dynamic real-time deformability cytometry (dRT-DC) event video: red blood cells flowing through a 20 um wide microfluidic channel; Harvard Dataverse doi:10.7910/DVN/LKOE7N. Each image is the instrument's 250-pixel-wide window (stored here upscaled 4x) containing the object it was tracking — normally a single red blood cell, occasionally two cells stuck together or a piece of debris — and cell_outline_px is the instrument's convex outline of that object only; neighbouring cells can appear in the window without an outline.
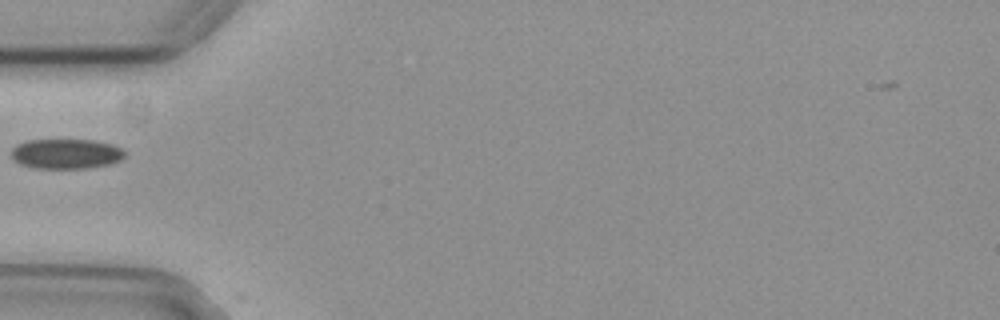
{"species": "common noctule bat (a hibernating species)", "species_latin": "Nyctalus noctula", "temperature_condition": "cold", "stored_images_in_passage": 38, "camera_frame_rate_fps": 3000, "um_per_image_px": 0.085, "animal": {"sex": "female", "body_mass_g": 29.2, "forearm_length_mm": 56.3}, "frame": {"image": 1, "passage_image": 1, "time_ms": 0.0, "image_size_px": [1000, 320], "cell_outline_px": [[124, 156], [120, 160], [108, 164], [88, 168], [32, 168], [20, 164], [12, 156], [12, 148], [16, 144], [28, 140], [96, 140], [112, 144], [120, 148], [124, 152]], "centroid_in_image_um": [5.6, 13.07], "position_along_channel_um": 79.4, "area_um2": 19.71}}
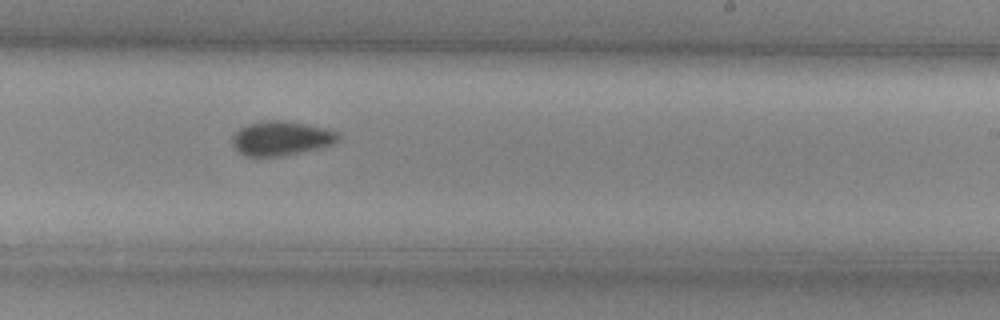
{"frame": {"image": 2, "passage_image": 16, "time_ms": 5.0, "image_size_px": [1000, 320], "cell_outline_px": [[340, 136], [332, 144], [300, 152], [280, 156], [244, 156], [232, 144], [232, 136], [240, 128], [248, 124], [264, 120], [280, 120], [324, 128], [340, 132]], "centroid_in_image_um": [23.86, 11.75], "position_along_channel_um": 265.1, "area_um2": 20.81}}
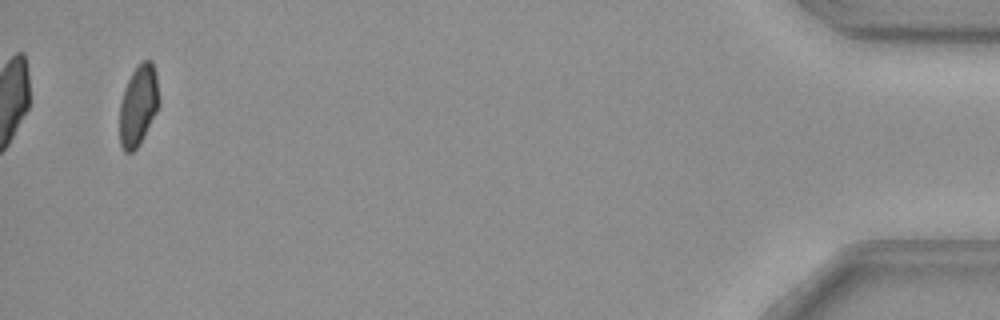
{"frame": {"image": 3, "passage_image": 36, "time_ms": 11.667, "image_size_px": [1000, 320], "cell_outline_px": [[160, 100], [156, 112], [136, 148], [132, 152], [124, 152], [120, 144], [120, 100], [124, 88], [132, 72], [140, 60], [152, 60], [156, 72]], "centroid_in_image_um": [11.76, 8.89], "position_along_channel_um": 423.4, "area_um2": 18.5}}